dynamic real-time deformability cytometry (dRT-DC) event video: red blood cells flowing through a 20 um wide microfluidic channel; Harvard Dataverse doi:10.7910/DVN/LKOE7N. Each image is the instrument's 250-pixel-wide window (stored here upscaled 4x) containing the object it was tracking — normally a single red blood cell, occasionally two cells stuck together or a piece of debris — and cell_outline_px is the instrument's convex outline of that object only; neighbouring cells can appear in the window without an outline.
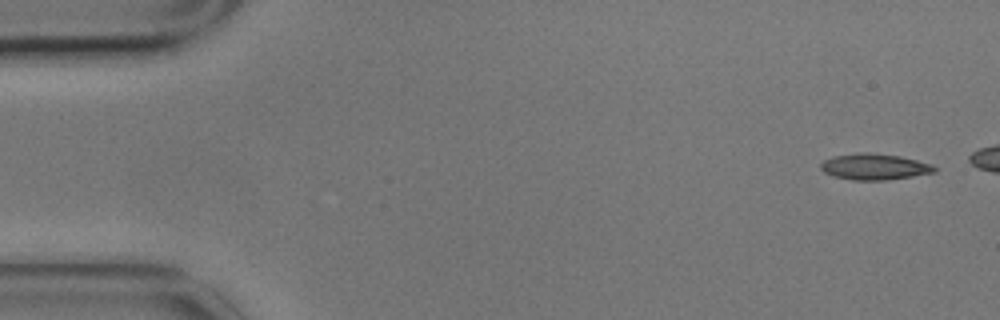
{"species": "common noctule bat (a hibernating species)", "species_latin": "Nyctalus noctula", "temperature_condition": "cold", "stored_images_in_passage": 7, "camera_frame_rate_fps": 3000, "um_per_image_px": 0.085, "animal": {"sex": "male", "body_mass_g": 17.9}, "frame": {"image": 1, "passage_image": 1, "time_ms": 0.0, "image_size_px": [1000, 320], "cell_outline_px": [[936, 172], [912, 176], [884, 180], [852, 180], [832, 176], [824, 172], [820, 168], [820, 164], [824, 160], [832, 156], [860, 152], [872, 152], [900, 156], [932, 164], [936, 168]], "centroid_in_image_um": [74.29, 14.16], "position_along_channel_um": 10.7, "area_um2": 17.4}}